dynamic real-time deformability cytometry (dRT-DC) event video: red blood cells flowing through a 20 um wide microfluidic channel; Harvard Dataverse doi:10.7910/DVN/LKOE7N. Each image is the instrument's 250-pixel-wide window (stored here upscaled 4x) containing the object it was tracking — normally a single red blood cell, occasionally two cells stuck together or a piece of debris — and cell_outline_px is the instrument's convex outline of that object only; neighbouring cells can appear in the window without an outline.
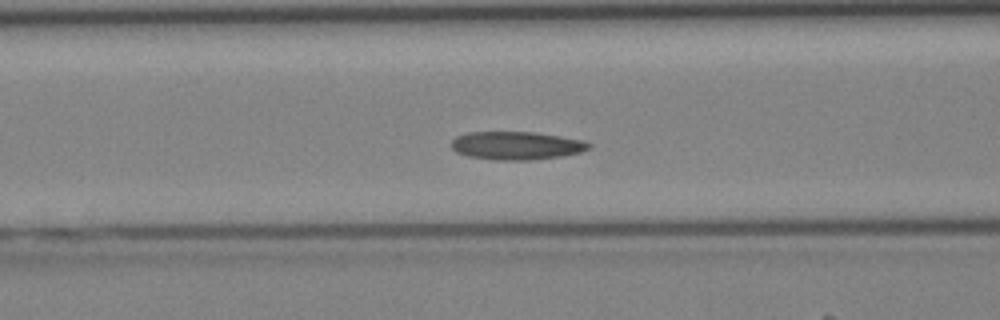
{"species": "Egyptian fruit bat (a non-hibernating species)", "species_latin": "Rousettus aegyptiacus", "temperature_condition": "cold", "stored_images_in_passage": 5, "camera_frame_rate_fps": 3000, "um_per_image_px": 0.085, "animal": {"sex": "female"}, "frame": {"image": 1, "passage_image": 4, "time_ms": 1.0, "image_size_px": [1000, 320], "cell_outline_px": [[592, 144], [588, 148], [580, 152], [560, 156], [528, 160], [496, 160], [468, 156], [456, 152], [452, 148], [452, 140], [456, 136], [468, 132], [532, 132], [584, 140]], "centroid_in_image_um": [43.87, 12.37], "position_along_channel_um": 122.7, "area_um2": 22.37}}